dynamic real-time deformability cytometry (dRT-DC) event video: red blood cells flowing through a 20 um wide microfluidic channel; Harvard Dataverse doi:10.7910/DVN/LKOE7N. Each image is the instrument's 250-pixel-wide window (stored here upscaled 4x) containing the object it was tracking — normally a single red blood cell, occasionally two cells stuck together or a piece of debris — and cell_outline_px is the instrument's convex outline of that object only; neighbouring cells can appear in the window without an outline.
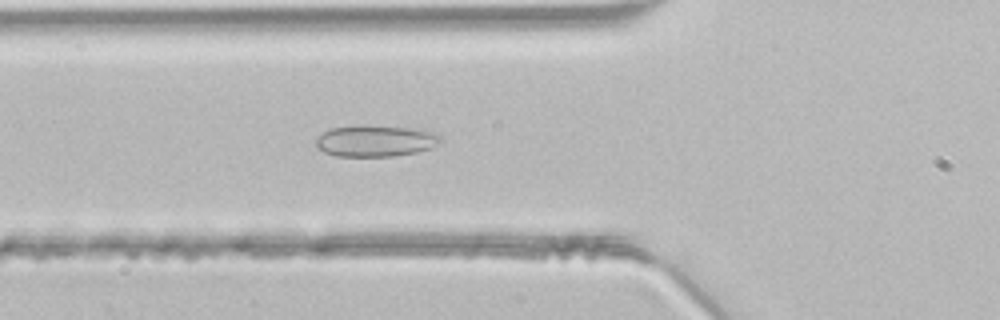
{"species": "common noctule bat (a hibernating species)", "species_latin": "Nyctalus noctula", "temperature_condition": "room temperature", "stored_images_in_passage": 42, "camera_frame_rate_fps": 3000, "um_per_image_px": 0.085, "animal": {"sex": "male", "body_mass_g": 21.5, "forearm_length_mm": 52.0}, "frame": {"image": 1, "passage_image": 12, "time_ms": 3.667, "image_size_px": [1000, 320], "cell_outline_px": [[440, 140], [436, 144], [428, 148], [416, 152], [392, 156], [336, 156], [324, 152], [316, 148], [316, 140], [324, 132], [332, 128], [360, 124], [412, 128], [440, 132]], "centroid_in_image_um": [31.91, 11.96], "position_along_channel_um": 93.9, "area_um2": 22.89}}
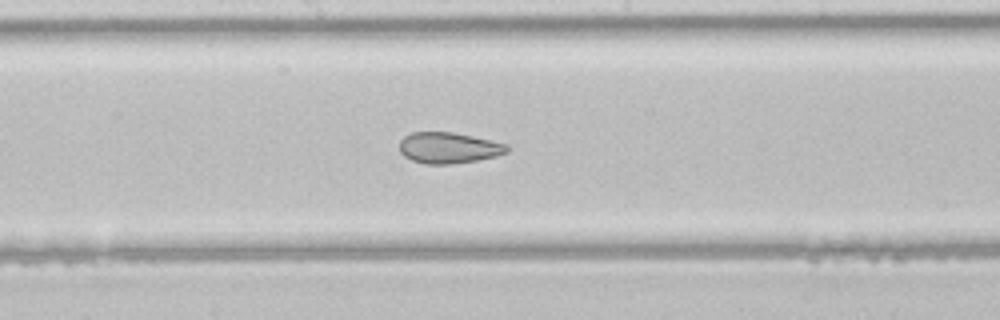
{"frame": {"image": 2, "passage_image": 20, "time_ms": 6.333, "image_size_px": [1000, 320], "cell_outline_px": [[508, 152], [496, 156], [476, 160], [448, 164], [424, 164], [412, 160], [404, 156], [400, 152], [400, 140], [404, 136], [412, 132], [452, 132], [472, 136], [508, 144]], "centroid_in_image_um": [38.12, 12.56], "position_along_channel_um": 210.1, "area_um2": 19.36}}
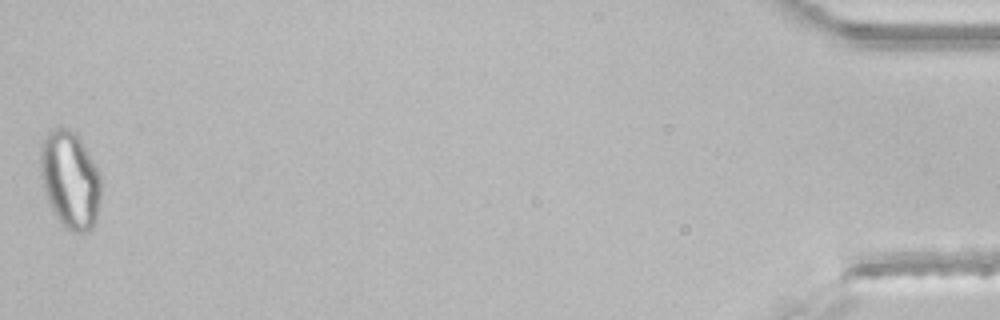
{"frame": {"image": 3, "passage_image": 42, "time_ms": 13.667, "image_size_px": [1000, 320], "cell_outline_px": [[104, 184], [96, 220], [92, 228], [88, 232], [72, 232], [64, 228], [56, 216], [48, 200], [40, 176], [40, 144], [48, 132], [52, 128], [60, 124], [76, 132], [100, 172]], "centroid_in_image_um": [5.98, 15.25], "position_along_channel_um": 429.2, "area_um2": 35.32}}